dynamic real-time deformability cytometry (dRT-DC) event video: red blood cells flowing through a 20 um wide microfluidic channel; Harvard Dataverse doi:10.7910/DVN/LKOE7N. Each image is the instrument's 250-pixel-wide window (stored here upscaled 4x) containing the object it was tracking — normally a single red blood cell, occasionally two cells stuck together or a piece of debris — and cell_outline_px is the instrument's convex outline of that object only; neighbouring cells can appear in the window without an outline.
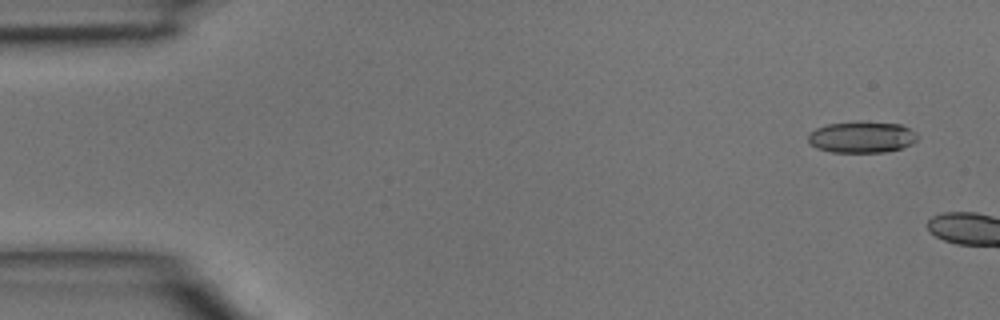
{"species": "common noctule bat (a hibernating species)", "species_latin": "Nyctalus noctula", "temperature_condition": "room temperature", "stored_images_in_passage": 2, "camera_frame_rate_fps": 3000, "um_per_image_px": 0.085, "animal": {"sex": "male", "body_mass_g": 15.6}, "frame": {"image": 1, "passage_image": 1, "time_ms": 0.0, "image_size_px": [1000, 320], "cell_outline_px": [[920, 136], [912, 144], [900, 148], [884, 152], [832, 152], [816, 148], [808, 140], [808, 132], [816, 128], [828, 124], [860, 120], [900, 124], [916, 132]], "centroid_in_image_um": [73.25, 11.63], "position_along_channel_um": 11.7, "area_um2": 20.29}}